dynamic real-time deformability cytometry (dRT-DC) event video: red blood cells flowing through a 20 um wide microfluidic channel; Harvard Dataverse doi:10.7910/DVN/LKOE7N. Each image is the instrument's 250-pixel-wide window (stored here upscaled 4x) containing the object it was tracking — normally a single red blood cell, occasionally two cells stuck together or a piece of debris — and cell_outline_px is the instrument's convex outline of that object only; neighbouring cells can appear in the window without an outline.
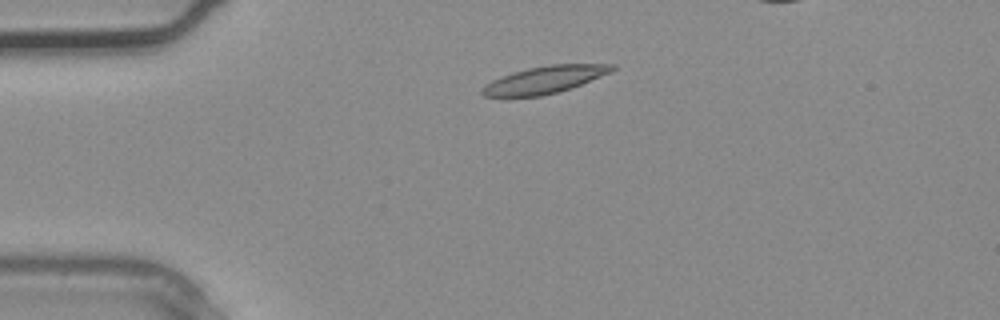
{"species": "common noctule bat (a hibernating species)", "species_latin": "Nyctalus noctula", "temperature_condition": "warm", "stored_images_in_passage": 2, "segment_of_instrument_passage": [1, 2], "camera_frame_rate_fps": 3000, "um_per_image_px": 0.085, "animal": {"sex": "male", "body_mass_g": 20.4}, "frame": {"image": 1, "passage_image": 1, "time_ms": 0.0, "image_size_px": [1000, 320], "cell_outline_px": [[616, 68], [612, 72], [572, 88], [540, 96], [484, 96], [480, 92], [492, 80], [500, 76], [512, 72], [528, 68], [552, 64], [616, 64]], "centroid_in_image_um": [46.35, 6.76], "position_along_channel_um": 38.6, "area_um2": 20.46}}